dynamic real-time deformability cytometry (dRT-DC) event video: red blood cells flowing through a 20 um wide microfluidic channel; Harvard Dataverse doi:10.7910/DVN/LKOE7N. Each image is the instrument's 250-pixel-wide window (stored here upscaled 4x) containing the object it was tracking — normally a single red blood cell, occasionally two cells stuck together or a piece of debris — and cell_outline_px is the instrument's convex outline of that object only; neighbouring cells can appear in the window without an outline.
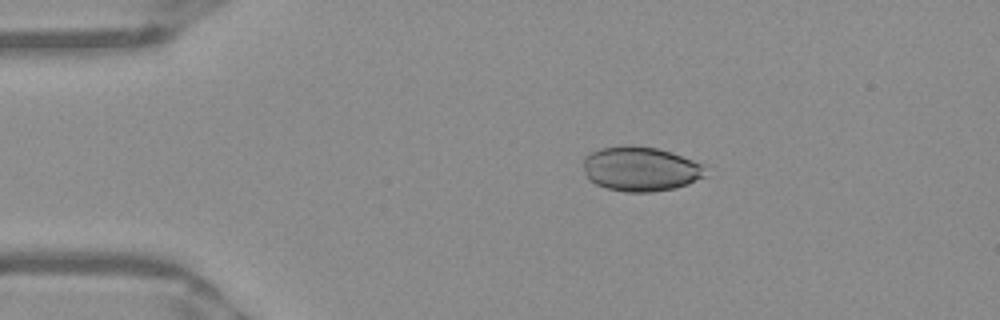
{"species": "Egyptian fruit bat (a non-hibernating species)", "species_latin": "Rousettus aegyptiacus", "temperature_condition": "warm", "stored_images_in_passage": 43, "camera_frame_rate_fps": 3000, "um_per_image_px": 0.085, "frame": {"image": 1, "passage_image": 9, "time_ms": 2.667, "image_size_px": [1000, 320], "cell_outline_px": [[708, 176], [688, 184], [676, 188], [652, 192], [624, 192], [608, 188], [596, 184], [588, 180], [584, 172], [584, 156], [600, 148], [624, 144], [632, 144], [656, 148], [672, 152], [708, 164]], "centroid_in_image_um": [54.53, 14.34], "position_along_channel_um": 30.5, "area_um2": 32.66}}
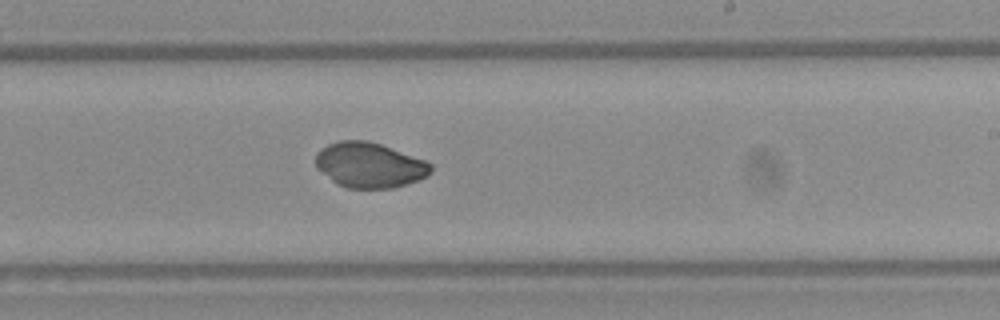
{"frame": {"image": 2, "passage_image": 30, "time_ms": 9.667, "image_size_px": [1000, 320], "cell_outline_px": [[432, 172], [428, 176], [396, 188], [348, 188], [336, 184], [316, 168], [316, 152], [320, 148], [328, 144], [340, 140], [368, 140], [380, 144], [424, 160], [432, 164]], "centroid_in_image_um": [31.39, 14.04], "position_along_channel_um": 257.6, "area_um2": 30.46}}
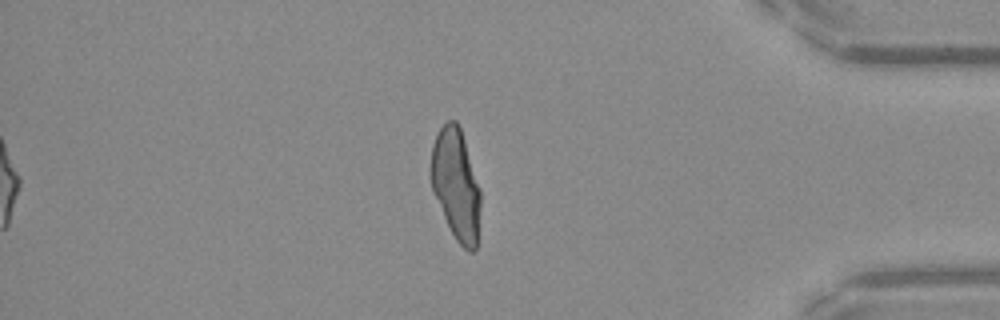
{"frame": {"image": 3, "passage_image": 43, "time_ms": 14.0, "image_size_px": [1000, 320], "cell_outline_px": [[480, 208], [476, 248], [472, 252], [468, 252], [456, 240], [432, 192], [432, 144], [440, 128], [448, 120], [456, 120], [460, 128], [480, 188]], "centroid_in_image_um": [38.77, 15.69], "position_along_channel_um": 396.4, "area_um2": 31.5}}